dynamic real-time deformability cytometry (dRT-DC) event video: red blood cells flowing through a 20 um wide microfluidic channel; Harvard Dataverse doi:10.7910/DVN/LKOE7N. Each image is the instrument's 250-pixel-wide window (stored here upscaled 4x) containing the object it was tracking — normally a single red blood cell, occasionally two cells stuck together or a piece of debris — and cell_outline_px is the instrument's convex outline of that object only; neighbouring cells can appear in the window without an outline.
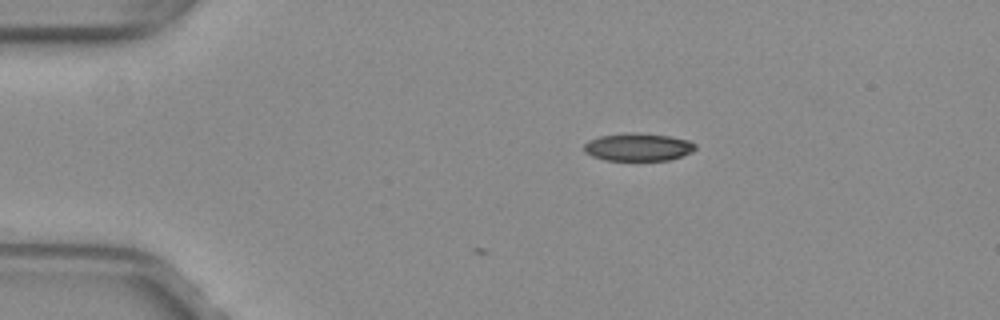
{"species": "common noctule bat (a hibernating species)", "species_latin": "Nyctalus noctula", "temperature_condition": "warm", "stored_images_in_passage": 3, "camera_frame_rate_fps": 3000, "um_per_image_px": 0.085, "animal": {"sex": "female", "body_mass_g": 29.2, "forearm_length_mm": 56.3}, "frame": {"image": 1, "passage_image": 3, "time_ms": 0.667, "image_size_px": [1000, 320], "cell_outline_px": [[696, 148], [692, 152], [668, 160], [604, 160], [592, 156], [584, 152], [584, 144], [588, 140], [600, 136], [628, 132], [640, 132], [668, 136], [688, 140], [696, 144]], "centroid_in_image_um": [54.21, 12.49], "position_along_channel_um": 30.8, "area_um2": 18.09}}